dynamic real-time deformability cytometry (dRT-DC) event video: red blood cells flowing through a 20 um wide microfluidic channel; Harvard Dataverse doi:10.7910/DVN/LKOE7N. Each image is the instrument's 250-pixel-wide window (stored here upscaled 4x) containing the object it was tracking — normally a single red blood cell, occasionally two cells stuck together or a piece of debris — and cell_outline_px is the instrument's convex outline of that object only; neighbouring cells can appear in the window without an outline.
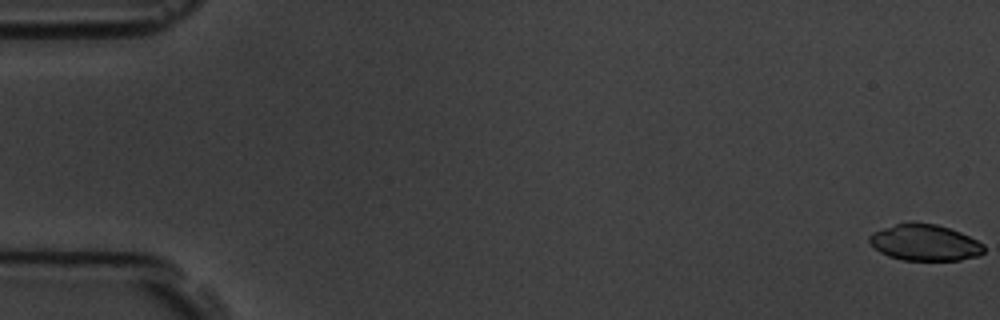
{"species": "common noctule bat (a hibernating species)", "species_latin": "Nyctalus noctula", "temperature_condition": "room temperature", "stored_images_in_passage": 7, "camera_frame_rate_fps": 3000, "um_per_image_px": 0.085, "animal": {"sex": "male", "body_mass_g": 19.5, "forearm_length_mm": 54.6}, "frame": {"image": 1, "passage_image": 1, "time_ms": 0.0, "image_size_px": [1000, 320], "cell_outline_px": [[984, 252], [980, 256], [960, 260], [904, 260], [888, 256], [880, 252], [868, 240], [868, 236], [872, 232], [908, 220], [912, 220], [936, 224], [960, 232], [984, 244]], "centroid_in_image_um": [78.6, 20.6], "position_along_channel_um": 6.4, "area_um2": 24.45}}
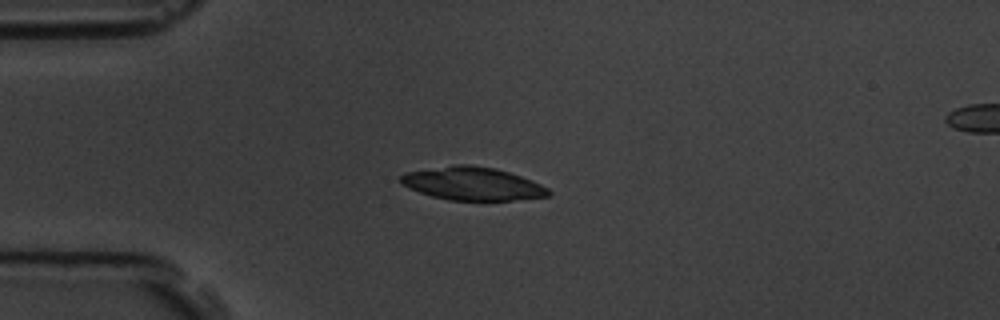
{"frame": {"image": 2, "passage_image": 5, "time_ms": 4.667, "image_size_px": [1000, 320], "cell_outline_px": [[552, 192], [548, 196], [512, 200], [448, 200], [432, 196], [408, 188], [400, 184], [400, 176], [408, 172], [456, 164], [468, 164], [496, 168], [532, 180], [548, 188]], "centroid_in_image_um": [40.16, 15.61], "position_along_channel_um": 44.8, "area_um2": 28.38}}